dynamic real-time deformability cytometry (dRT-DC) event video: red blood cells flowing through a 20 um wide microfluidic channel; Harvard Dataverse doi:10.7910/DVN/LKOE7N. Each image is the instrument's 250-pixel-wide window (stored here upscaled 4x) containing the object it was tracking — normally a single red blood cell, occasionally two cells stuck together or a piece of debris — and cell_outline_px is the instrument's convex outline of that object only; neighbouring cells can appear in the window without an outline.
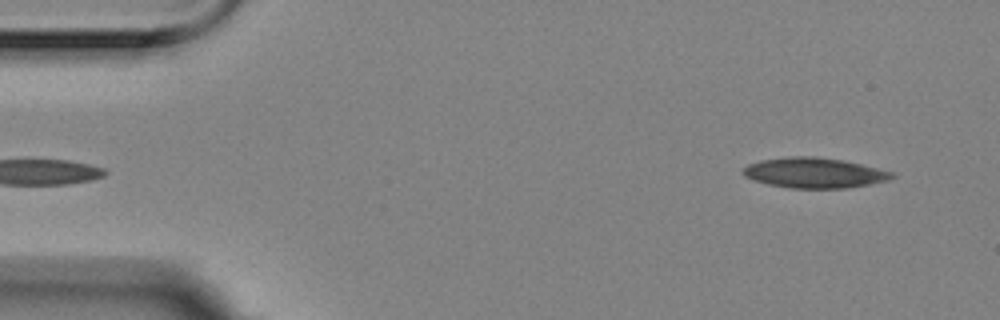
{"species": "Egyptian fruit bat (a non-hibernating species)", "species_latin": "Rousettus aegyptiacus", "temperature_condition": "room temperature", "stored_images_in_passage": 3, "segment_of_instrument_passage": [2, 2], "camera_frame_rate_fps": 3000, "um_per_image_px": 0.085, "animal": {"sex": "female"}, "frame": {"image": 1, "passage_image": 3, "time_ms": 0.667, "image_size_px": [1000, 320], "cell_outline_px": [[896, 176], [888, 180], [848, 188], [788, 188], [768, 184], [752, 180], [744, 176], [740, 172], [748, 164], [760, 160], [792, 156], [816, 156], [844, 160], [892, 172]], "centroid_in_image_um": [69.17, 14.69], "position_along_channel_um": 15.8, "area_um2": 26.3}}